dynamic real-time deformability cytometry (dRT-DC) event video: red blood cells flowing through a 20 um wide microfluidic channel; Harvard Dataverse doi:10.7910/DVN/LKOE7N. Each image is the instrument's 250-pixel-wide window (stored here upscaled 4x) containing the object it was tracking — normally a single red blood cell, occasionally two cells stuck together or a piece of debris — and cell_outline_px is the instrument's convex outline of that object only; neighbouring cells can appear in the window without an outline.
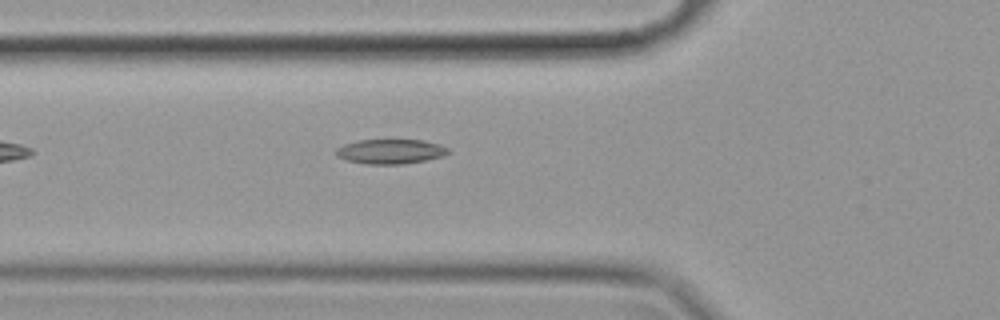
{"species": "common noctule bat (a hibernating species)", "species_latin": "Nyctalus noctula", "temperature_condition": "cold", "stored_images_in_passage": 43, "camera_frame_rate_fps": 3000, "um_per_image_px": 0.085, "animal": {"sex": "female", "body_mass_g": 19.9}, "frame": {"image": 1, "passage_image": 5, "time_ms": 1.333, "image_size_px": [1000, 320], "cell_outline_px": [[452, 152], [444, 156], [424, 160], [400, 164], [368, 164], [348, 160], [336, 156], [336, 148], [344, 144], [360, 140], [424, 140], [440, 144], [448, 148]], "centroid_in_image_um": [33.23, 12.87], "position_along_channel_um": 92.6, "area_um2": 16.07}}
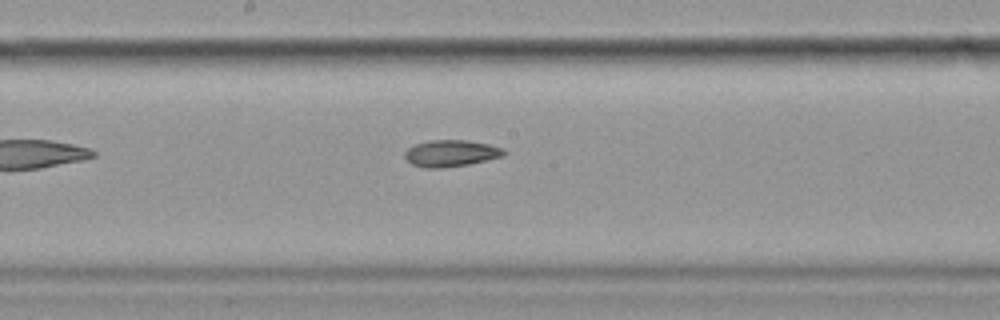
{"frame": {"image": 2, "passage_image": 15, "time_ms": 4.667, "image_size_px": [1000, 320], "cell_outline_px": [[508, 152], [504, 156], [468, 164], [444, 168], [424, 168], [412, 164], [404, 156], [404, 152], [408, 148], [416, 144], [428, 140], [468, 140], [488, 144], [504, 148]], "centroid_in_image_um": [38.35, 13.03], "position_along_channel_um": 209.9, "area_um2": 15.49}}
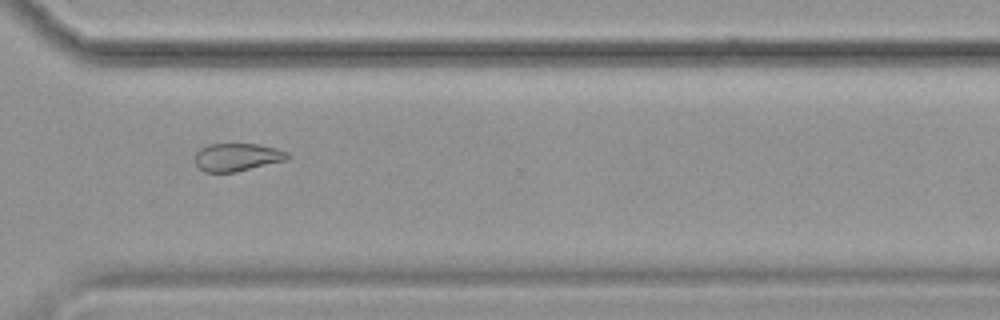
{"frame": {"image": 3, "passage_image": 27, "time_ms": 8.667, "image_size_px": [1000, 320], "cell_outline_px": [[292, 156], [288, 160], [236, 172], [204, 172], [196, 164], [196, 152], [200, 148], [208, 144], [256, 144], [276, 148], [288, 152]], "centroid_in_image_um": [20.2, 13.36], "position_along_channel_um": 350.4, "area_um2": 15.14}}